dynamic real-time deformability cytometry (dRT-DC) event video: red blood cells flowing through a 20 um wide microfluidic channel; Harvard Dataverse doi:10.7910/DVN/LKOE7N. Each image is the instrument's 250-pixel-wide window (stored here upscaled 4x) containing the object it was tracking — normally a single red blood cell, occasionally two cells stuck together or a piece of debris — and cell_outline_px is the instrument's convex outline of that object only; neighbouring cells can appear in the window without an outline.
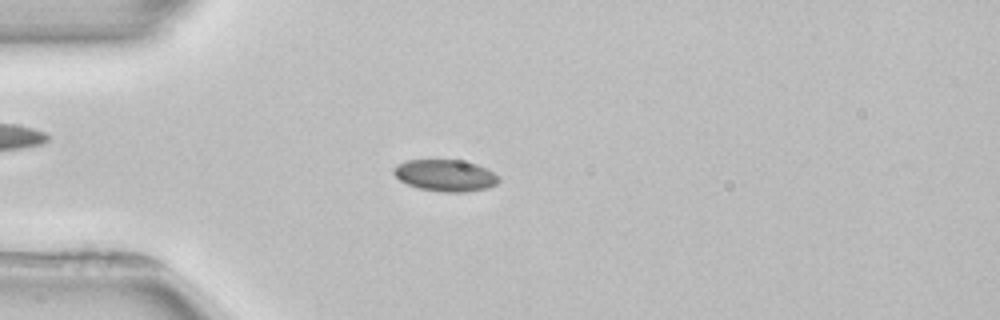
{"species": "common noctule bat (a hibernating species)", "species_latin": "Nyctalus noctula", "temperature_condition": "room temperature", "stored_images_in_passage": 3, "camera_frame_rate_fps": 3000, "um_per_image_px": 0.085, "animal": {"sex": "female", "body_mass_g": 22.7, "forearm_length_mm": 54.2}, "frame": {"image": 1, "passage_image": 2, "time_ms": 1.333, "image_size_px": [1000, 320], "cell_outline_px": [[500, 180], [496, 184], [488, 188], [468, 192], [444, 192], [420, 188], [408, 184], [400, 180], [392, 172], [392, 168], [396, 164], [408, 160], [460, 160], [476, 164], [500, 176]], "centroid_in_image_um": [37.85, 14.91], "position_along_channel_um": 47.1, "area_um2": 19.36}}